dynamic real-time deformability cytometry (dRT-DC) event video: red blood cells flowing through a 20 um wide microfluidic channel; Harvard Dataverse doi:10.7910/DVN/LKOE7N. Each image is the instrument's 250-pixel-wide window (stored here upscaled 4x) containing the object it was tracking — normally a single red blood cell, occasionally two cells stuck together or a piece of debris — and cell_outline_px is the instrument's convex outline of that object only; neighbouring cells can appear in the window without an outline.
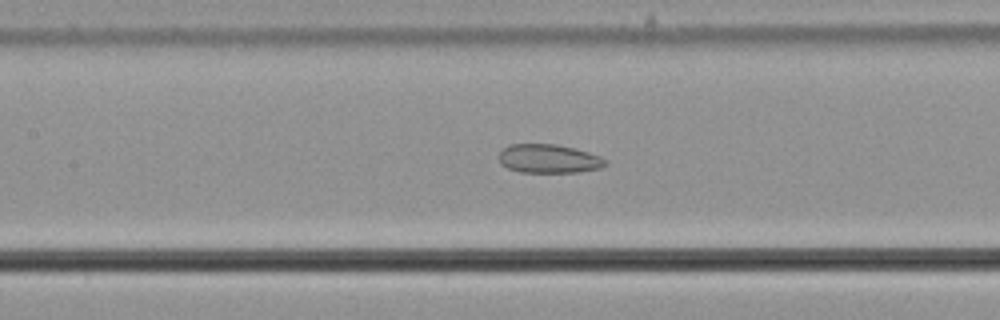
{"species": "common noctule bat (a hibernating species)", "species_latin": "Nyctalus noctula", "temperature_condition": "cold", "stored_images_in_passage": 58, "segment_of_instrument_passage": [1, 2], "camera_frame_rate_fps": 3000, "um_per_image_px": 0.085, "animal": {"sex": "male", "body_mass_g": 21.5, "forearm_length_mm": 52.0}, "frame": {"image": 1, "passage_image": 27, "time_ms": 8.667, "image_size_px": [1000, 320], "cell_outline_px": [[608, 164], [600, 168], [576, 172], [520, 172], [508, 168], [500, 164], [500, 152], [504, 148], [512, 144], [556, 144], [576, 148], [600, 156], [608, 160]], "centroid_in_image_um": [46.68, 13.49], "position_along_channel_um": 160.7, "area_um2": 17.86}}
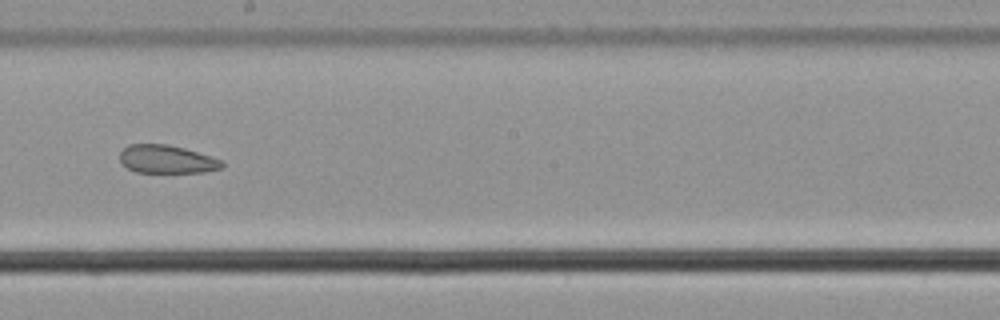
{"frame": {"image": 2, "passage_image": 33, "time_ms": 10.667, "image_size_px": [1000, 320], "cell_outline_px": [[224, 168], [204, 172], [136, 172], [120, 164], [120, 152], [128, 144], [168, 144], [184, 148], [220, 160], [224, 164]], "centroid_in_image_um": [14.14, 13.54], "position_along_channel_um": 234.1, "area_um2": 16.7}}
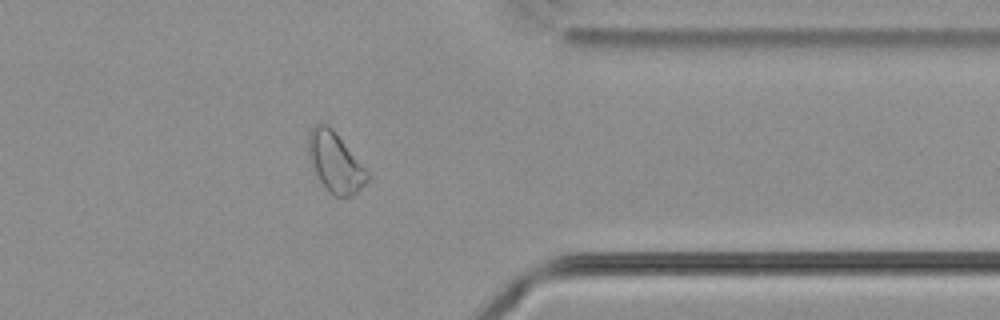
{"frame": {"image": 3, "passage_image": 46, "time_ms": 15.0, "image_size_px": [1000, 320], "cell_outline_px": [[372, 176], [352, 196], [332, 196], [328, 192], [316, 176], [308, 160], [308, 132], [316, 124], [328, 124], [336, 132], [372, 172]], "centroid_in_image_um": [28.52, 13.79], "position_along_channel_um": 382.9, "area_um2": 21.39}}